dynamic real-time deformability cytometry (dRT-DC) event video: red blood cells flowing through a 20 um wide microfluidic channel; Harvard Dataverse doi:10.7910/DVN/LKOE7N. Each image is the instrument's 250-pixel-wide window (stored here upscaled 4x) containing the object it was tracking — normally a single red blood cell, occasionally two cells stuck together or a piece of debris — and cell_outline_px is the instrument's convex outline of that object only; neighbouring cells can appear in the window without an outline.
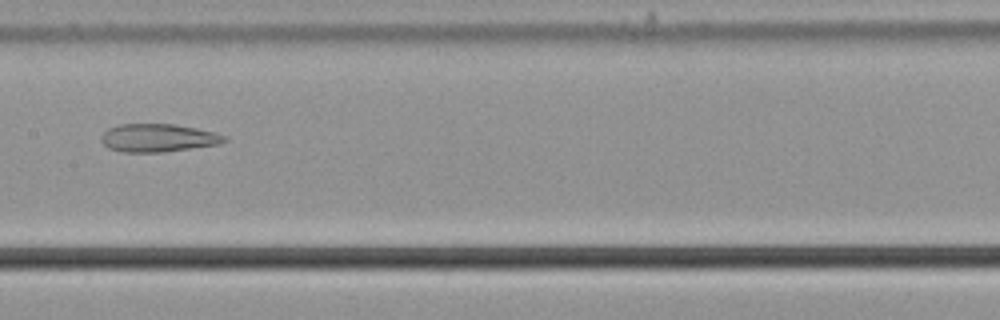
{"species": "common noctule bat (a hibernating species)", "species_latin": "Nyctalus noctula", "temperature_condition": "cold", "stored_images_in_passage": 30, "camera_frame_rate_fps": 3000, "um_per_image_px": 0.085, "animal": {"sex": "male", "body_mass_g": 21.5, "forearm_length_mm": 52.0}, "frame": {"image": 1, "passage_image": 11, "time_ms": 3.333, "image_size_px": [1000, 320], "cell_outline_px": [[228, 140], [220, 144], [164, 152], [124, 152], [108, 148], [100, 140], [100, 136], [108, 128], [120, 124], [172, 124], [196, 128], [216, 132], [228, 136]], "centroid_in_image_um": [13.46, 11.72], "position_along_channel_um": 193.9, "area_um2": 20.29}}
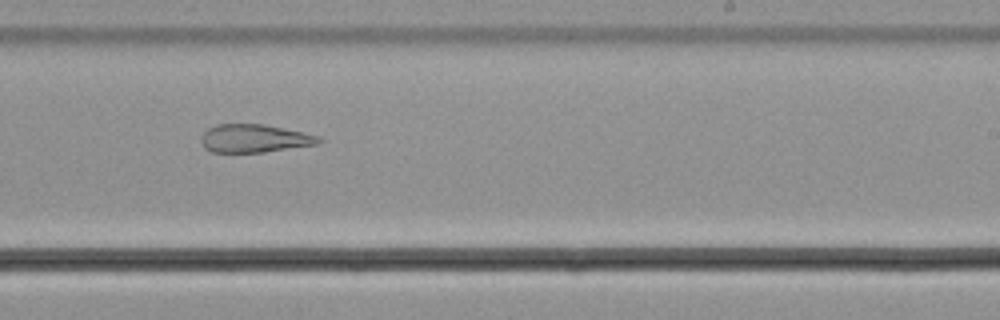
{"frame": {"image": 2, "passage_image": 17, "time_ms": 5.333, "image_size_px": [1000, 320], "cell_outline_px": [[324, 140], [316, 144], [264, 152], [212, 152], [204, 148], [200, 140], [200, 136], [208, 128], [216, 124], [264, 124], [320, 136]], "centroid_in_image_um": [21.58, 11.76], "position_along_channel_um": 267.4, "area_um2": 19.25}}
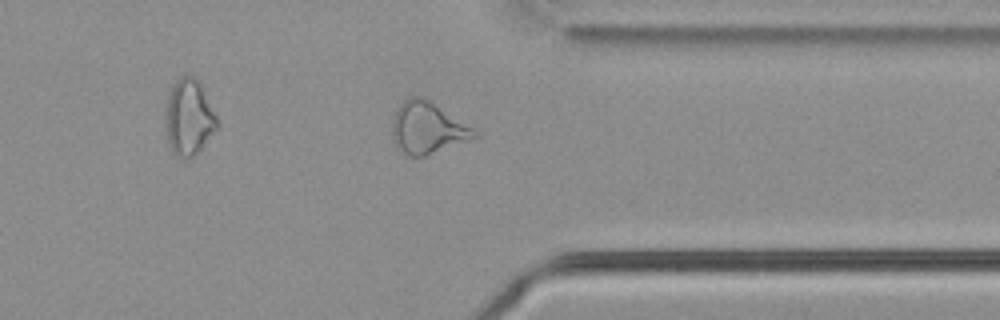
{"frame": {"image": 3, "passage_image": 26, "time_ms": 8.333, "image_size_px": [1000, 320], "cell_outline_px": [[480, 136], [424, 156], [408, 156], [396, 144], [392, 132], [392, 120], [396, 108], [408, 96], [420, 96], [432, 100], [480, 132]], "centroid_in_image_um": [36.37, 10.83], "position_along_channel_um": 375.0, "area_um2": 24.91}, "authors_computed_cell_mechanics": {"area_um2": 21.1259, "velocity_mm_per_s": 3.6971, "shape_relaxation_time_tau1_ms": null, "shape_relaxation_time_tau2_ms": 5.089, "deformation_change_tau1": null, "deformation_change_tau2": 0.1682}}